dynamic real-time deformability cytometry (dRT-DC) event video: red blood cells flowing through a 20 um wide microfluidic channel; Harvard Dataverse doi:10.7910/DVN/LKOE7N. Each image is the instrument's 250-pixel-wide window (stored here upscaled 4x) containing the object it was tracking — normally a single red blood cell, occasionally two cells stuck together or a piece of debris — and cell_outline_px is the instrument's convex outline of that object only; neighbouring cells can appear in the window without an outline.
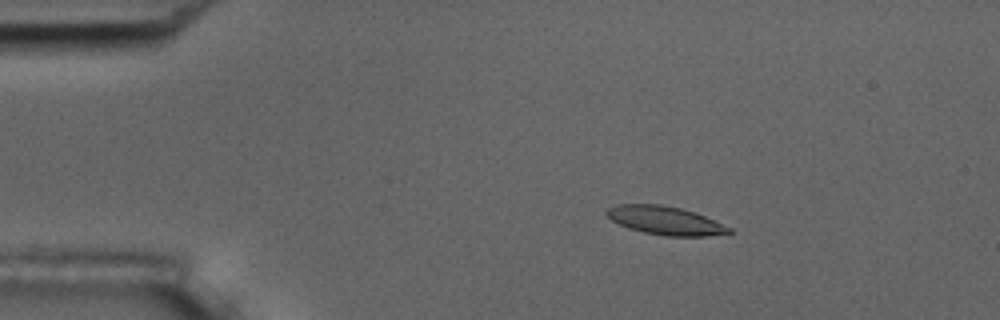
{"species": "common noctule bat (a hibernating species)", "species_latin": "Nyctalus noctula", "temperature_condition": "room temperature", "stored_images_in_passage": 5, "camera_frame_rate_fps": 3000, "um_per_image_px": 0.085, "animal": {"sex": "male", "body_mass_g": 17.5, "forearm_length_mm": 52.3}, "frame": {"image": 1, "passage_image": 3, "time_ms": 2.333, "image_size_px": [1000, 320], "cell_outline_px": [[732, 232], [708, 236], [664, 236], [644, 232], [628, 228], [612, 220], [604, 212], [608, 208], [616, 204], [660, 204], [680, 208], [704, 216], [732, 228]], "centroid_in_image_um": [56.52, 18.74], "position_along_channel_um": 28.5, "area_um2": 20.11}}